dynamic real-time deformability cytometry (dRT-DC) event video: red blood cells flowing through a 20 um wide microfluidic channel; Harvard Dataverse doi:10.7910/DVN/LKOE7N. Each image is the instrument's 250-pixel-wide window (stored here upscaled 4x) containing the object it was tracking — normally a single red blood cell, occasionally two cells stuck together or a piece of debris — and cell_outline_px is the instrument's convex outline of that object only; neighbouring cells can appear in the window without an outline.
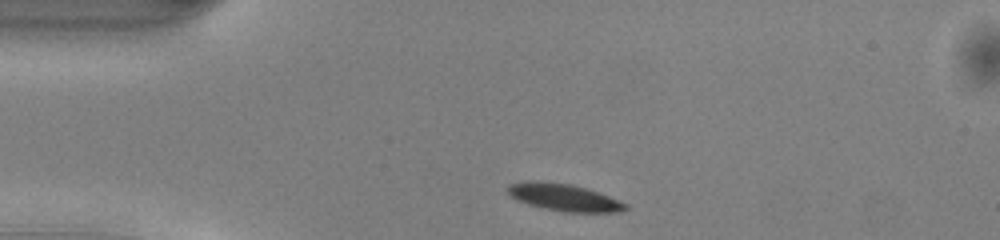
{"species": "common noctule bat (a hibernating species)", "species_latin": "Nyctalus noctula", "temperature_condition": "warm", "stored_images_in_passage": 40, "camera_frame_rate_fps": 3000, "um_per_image_px": 0.085, "animal": {"sex": "male", "body_mass_g": 13.0, "forearm_length_mm": 53.1}, "frame": {"image": 1, "passage_image": 1, "time_ms": 0.0, "image_size_px": [1000, 240], "cell_outline_px": [[628, 208], [616, 212], [564, 212], [544, 208], [528, 204], [516, 200], [504, 188], [508, 184], [528, 180], [532, 180], [568, 184], [584, 188], [608, 196], [628, 204]], "centroid_in_image_um": [47.87, 16.77], "position_along_channel_um": 37.1, "area_um2": 18.44}}
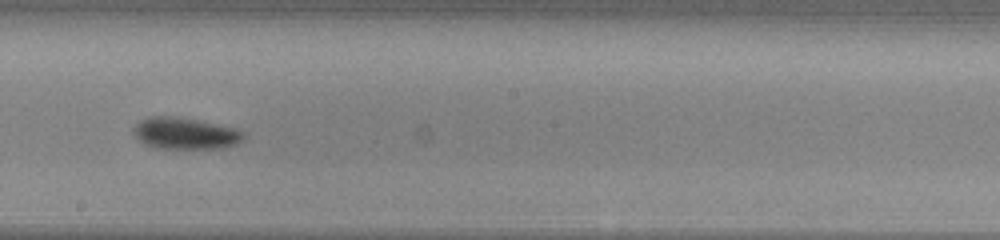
{"frame": {"image": 2, "passage_image": 18, "time_ms": 5.667, "image_size_px": [1000, 240], "cell_outline_px": [[248, 136], [244, 140], [236, 144], [224, 148], [156, 148], [144, 144], [132, 132], [132, 128], [140, 120], [148, 116], [176, 116], [236, 128], [244, 132]], "centroid_in_image_um": [15.76, 11.33], "position_along_channel_um": 232.4, "area_um2": 20.46}}
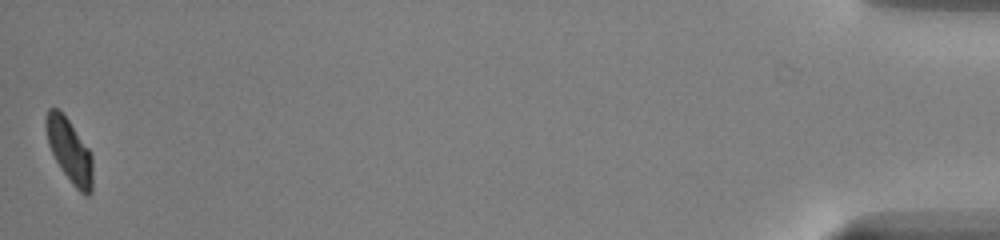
{"frame": {"image": 3, "passage_image": 40, "time_ms": 13.0, "image_size_px": [1000, 240], "cell_outline_px": [[92, 192], [88, 196], [84, 196], [72, 184], [60, 168], [48, 144], [44, 128], [44, 120], [48, 108], [60, 108], [88, 148], [92, 156]], "centroid_in_image_um": [5.88, 12.79], "position_along_channel_um": 429.3, "area_um2": 17.51}, "authors_computed_cell_mechanics": {"area_um2": 18.8139, "velocity_mm_per_s": 4.0546, "shape_relaxation_time_tau1_ms": 1.987, "shape_relaxation_time_tau2_ms": null, "deformation_change_tau1": 0.0956, "deformation_change_tau2": null}}